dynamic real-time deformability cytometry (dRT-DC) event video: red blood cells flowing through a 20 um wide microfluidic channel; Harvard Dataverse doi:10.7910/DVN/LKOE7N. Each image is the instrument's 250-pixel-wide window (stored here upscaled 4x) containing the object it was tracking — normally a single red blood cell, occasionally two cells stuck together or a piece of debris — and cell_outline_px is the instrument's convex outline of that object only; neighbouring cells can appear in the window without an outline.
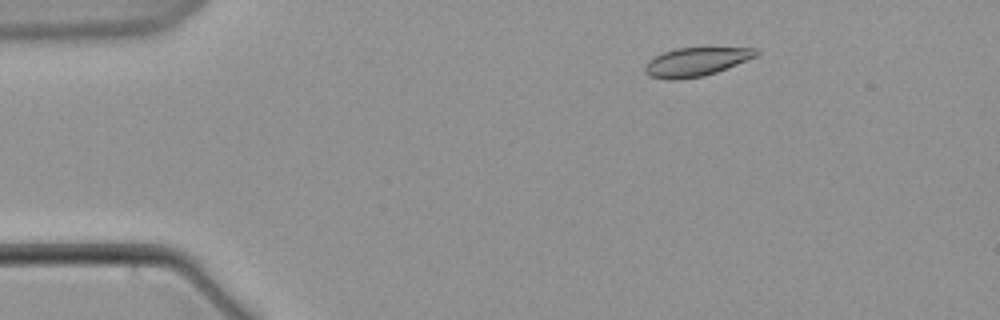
{"species": "common noctule bat (a hibernating species)", "species_latin": "Nyctalus noctula", "temperature_condition": "warm", "stored_images_in_passage": 8, "camera_frame_rate_fps": 3000, "um_per_image_px": 0.085, "animal": {"sex": "male", "body_mass_g": 21.5, "forearm_length_mm": 52.0}, "frame": {"image": 1, "passage_image": 3, "time_ms": 2.333, "image_size_px": [1000, 320], "cell_outline_px": [[760, 52], [756, 56], [716, 72], [704, 76], [676, 80], [668, 80], [648, 76], [644, 72], [644, 64], [648, 60], [664, 52], [676, 48], [756, 48]], "centroid_in_image_um": [59.1, 5.27], "position_along_channel_um": 25.9, "area_um2": 18.5}}
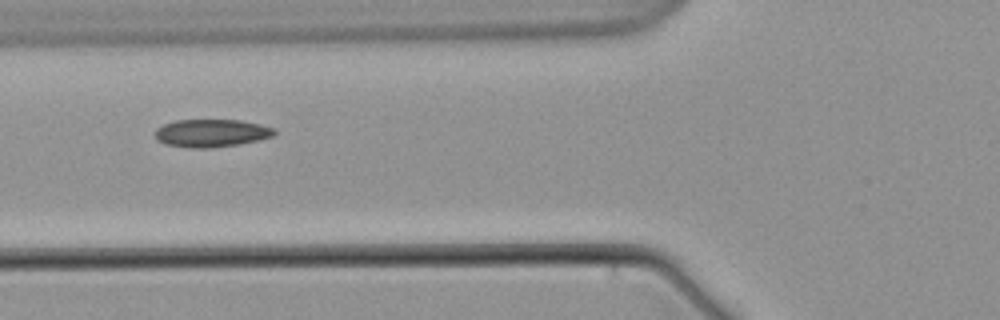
{"frame": {"image": 2, "passage_image": 7, "time_ms": 7.333, "image_size_px": [1000, 320], "cell_outline_px": [[276, 132], [272, 136], [260, 140], [240, 144], [208, 148], [188, 148], [164, 144], [156, 140], [156, 128], [164, 124], [176, 120], [240, 120], [260, 124], [276, 128]], "centroid_in_image_um": [17.97, 11.32], "position_along_channel_um": 107.8, "area_um2": 19.48}}